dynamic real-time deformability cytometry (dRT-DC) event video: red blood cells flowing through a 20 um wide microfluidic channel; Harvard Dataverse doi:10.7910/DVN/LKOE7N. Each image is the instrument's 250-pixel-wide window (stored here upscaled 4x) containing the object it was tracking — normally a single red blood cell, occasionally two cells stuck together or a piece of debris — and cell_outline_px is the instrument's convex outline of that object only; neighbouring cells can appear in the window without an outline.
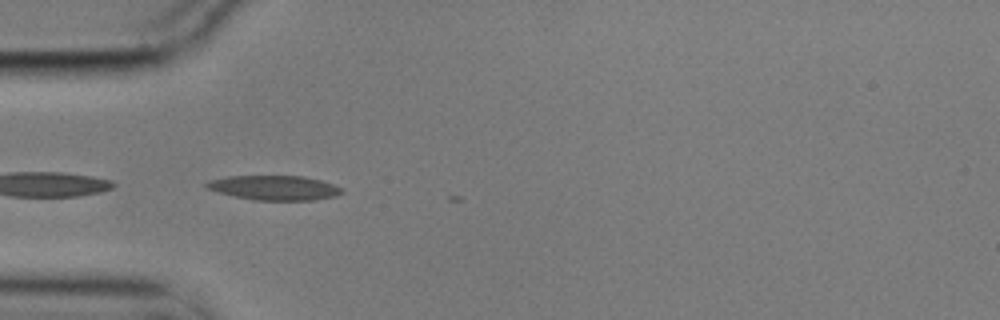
{"species": "common noctule bat (a hibernating species)", "species_latin": "Nyctalus noctula", "temperature_condition": "cold", "stored_images_in_passage": 5, "camera_frame_rate_fps": 3000, "um_per_image_px": 0.085, "animal": {"sex": "male", "body_mass_g": 17.9}, "frame": {"image": 1, "passage_image": 1, "time_ms": 0.0, "image_size_px": [1000, 320], "cell_outline_px": [[344, 192], [336, 196], [312, 200], [252, 200], [220, 192], [208, 188], [204, 184], [212, 180], [228, 176], [304, 176], [320, 180], [332, 184], [340, 188]], "centroid_in_image_um": [23.35, 15.96], "position_along_channel_um": 61.6, "area_um2": 19.07}}